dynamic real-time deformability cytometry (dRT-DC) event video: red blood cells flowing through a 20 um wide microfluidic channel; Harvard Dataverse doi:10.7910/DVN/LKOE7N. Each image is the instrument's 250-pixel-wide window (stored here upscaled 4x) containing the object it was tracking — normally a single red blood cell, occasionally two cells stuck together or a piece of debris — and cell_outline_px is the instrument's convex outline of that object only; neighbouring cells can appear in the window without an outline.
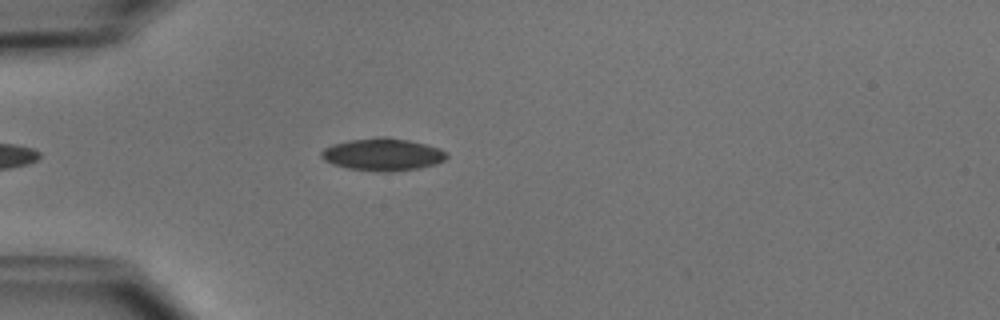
{"species": "common noctule bat (a hibernating species)", "species_latin": "Nyctalus noctula", "temperature_condition": "cold", "stored_images_in_passage": 24, "camera_frame_rate_fps": 3000, "um_per_image_px": 0.085, "animal": {"sex": "male", "body_mass_g": 15.6}, "frame": {"image": 1, "passage_image": 4, "time_ms": 1.0, "image_size_px": [1000, 320], "cell_outline_px": [[448, 156], [444, 160], [436, 164], [420, 168], [392, 172], [376, 172], [348, 168], [332, 164], [324, 160], [320, 156], [320, 152], [324, 148], [332, 144], [348, 140], [376, 136], [388, 136], [408, 140], [440, 148], [448, 152]], "centroid_in_image_um": [32.52, 13.13], "position_along_channel_um": 52.5, "area_um2": 24.1}}
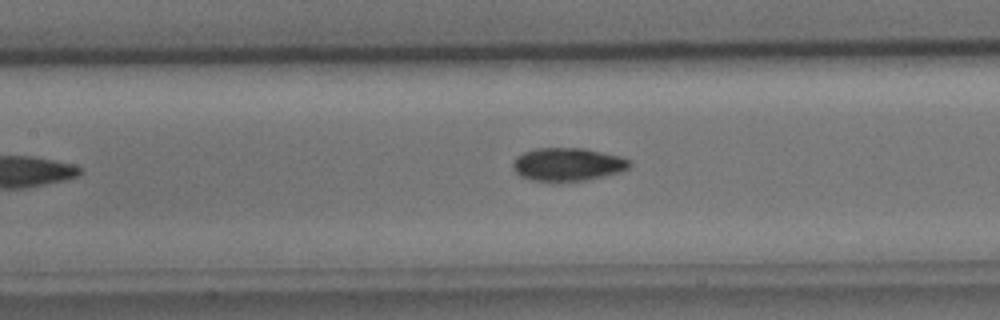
{"frame": {"image": 2, "passage_image": 13, "time_ms": 4.0, "image_size_px": [1000, 320], "cell_outline_px": [[632, 164], [628, 168], [620, 172], [604, 176], [584, 180], [560, 184], [532, 180], [520, 176], [512, 168], [512, 164], [516, 156], [524, 152], [536, 148], [584, 148], [620, 156], [628, 160]], "centroid_in_image_um": [48.21, 14.0], "position_along_channel_um": 159.2, "area_um2": 23.0}}
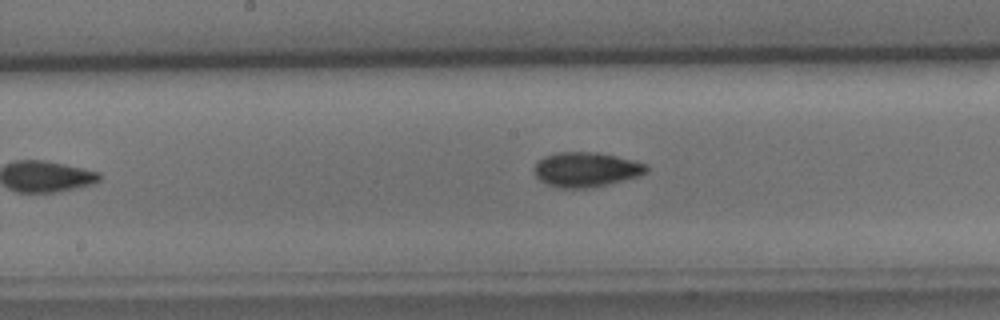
{"frame": {"image": 3, "passage_image": 16, "time_ms": 5.0, "image_size_px": [1000, 320], "cell_outline_px": [[648, 172], [640, 176], [588, 188], [556, 188], [540, 180], [532, 172], [532, 168], [536, 160], [544, 156], [556, 152], [596, 152], [616, 156], [648, 164]], "centroid_in_image_um": [49.77, 14.4], "position_along_channel_um": 198.4, "area_um2": 22.95}}